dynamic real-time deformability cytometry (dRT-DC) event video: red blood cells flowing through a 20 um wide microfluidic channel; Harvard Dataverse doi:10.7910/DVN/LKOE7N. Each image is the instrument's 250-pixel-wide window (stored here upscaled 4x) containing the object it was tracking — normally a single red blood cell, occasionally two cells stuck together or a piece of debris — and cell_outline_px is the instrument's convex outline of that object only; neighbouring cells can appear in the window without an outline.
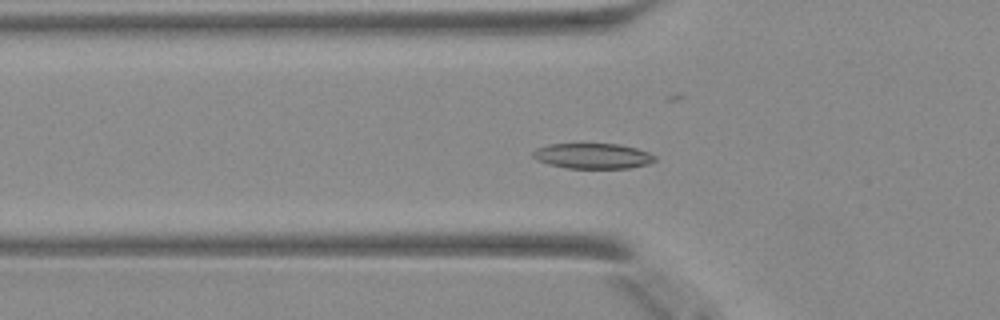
{"species": "Egyptian fruit bat (a non-hibernating species)", "species_latin": "Rousettus aegyptiacus", "temperature_condition": "warm", "stored_images_in_passage": 37, "camera_frame_rate_fps": 3000, "um_per_image_px": 0.085, "animal": {"sex": "female"}, "frame": {"image": 1, "passage_image": 4, "time_ms": 1.0, "image_size_px": [1000, 320], "cell_outline_px": [[656, 160], [648, 164], [628, 168], [564, 168], [548, 164], [536, 160], [532, 156], [532, 152], [536, 148], [548, 144], [620, 144], [636, 148], [648, 152], [656, 156]], "centroid_in_image_um": [50.36, 13.26], "position_along_channel_um": 75.4, "area_um2": 18.15}}
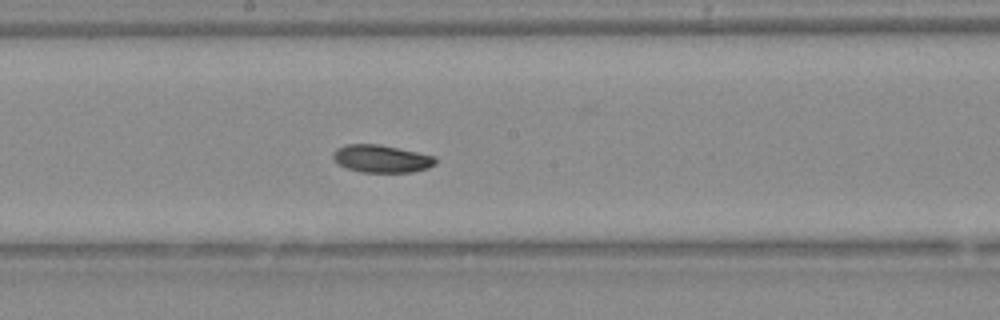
{"frame": {"image": 2, "passage_image": 14, "time_ms": 4.333, "image_size_px": [1000, 320], "cell_outline_px": [[436, 164], [428, 168], [412, 172], [360, 172], [348, 168], [340, 164], [332, 156], [336, 148], [348, 144], [376, 144], [436, 156]], "centroid_in_image_um": [32.45, 13.49], "position_along_channel_um": 215.8, "area_um2": 16.24}}
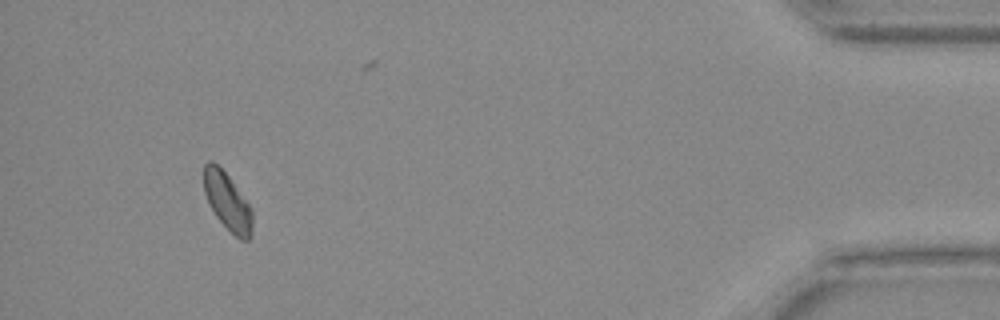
{"frame": {"image": 3, "passage_image": 33, "time_ms": 10.667, "image_size_px": [1000, 320], "cell_outline_px": [[252, 232], [248, 240], [240, 240], [216, 216], [208, 204], [204, 192], [204, 164], [208, 160], [212, 160], [228, 176], [252, 208]], "centroid_in_image_um": [19.32, 17.12], "position_along_channel_um": 415.9, "area_um2": 16.07}}